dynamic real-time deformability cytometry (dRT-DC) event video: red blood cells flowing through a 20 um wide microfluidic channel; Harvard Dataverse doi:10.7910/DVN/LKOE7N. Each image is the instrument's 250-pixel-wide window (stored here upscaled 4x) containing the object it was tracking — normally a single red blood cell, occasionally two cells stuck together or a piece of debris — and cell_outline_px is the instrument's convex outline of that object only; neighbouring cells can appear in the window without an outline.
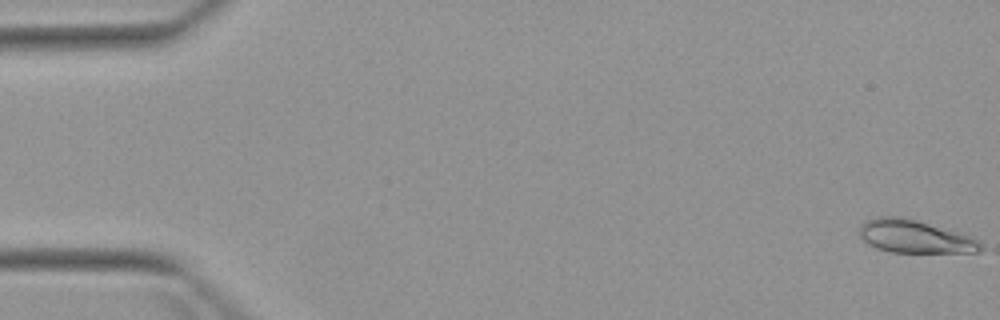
{"species": "Egyptian fruit bat (a non-hibernating species)", "species_latin": "Rousettus aegyptiacus", "temperature_condition": "warm", "stored_images_in_passage": 5, "camera_frame_rate_fps": 3000, "um_per_image_px": 0.085, "animal": {"sex": "female"}, "frame": {"image": 1, "passage_image": 1, "time_ms": 0.0, "image_size_px": [1000, 320], "cell_outline_px": [[980, 252], [892, 252], [876, 248], [868, 244], [860, 236], [860, 224], [864, 220], [876, 216], [904, 216], [956, 232], [968, 236], [976, 240], [980, 244]], "centroid_in_image_um": [77.65, 20.09], "position_along_channel_um": 7.3, "area_um2": 23.0}}